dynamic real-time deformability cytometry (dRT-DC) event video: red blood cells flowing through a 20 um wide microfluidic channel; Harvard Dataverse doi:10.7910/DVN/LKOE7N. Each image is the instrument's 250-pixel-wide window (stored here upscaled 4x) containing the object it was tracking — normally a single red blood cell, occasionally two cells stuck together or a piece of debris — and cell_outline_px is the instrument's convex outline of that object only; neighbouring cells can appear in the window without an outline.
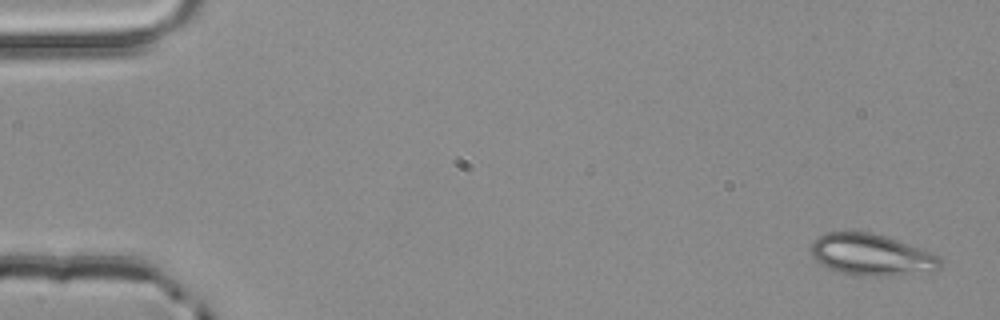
{"species": "common noctule bat (a hibernating species)", "species_latin": "Nyctalus noctula", "temperature_condition": "room temperature", "stored_images_in_passage": 3, "camera_frame_rate_fps": 3000, "um_per_image_px": 0.085, "animal": {"sex": "male", "body_mass_g": 20.4}, "frame": {"image": 1, "passage_image": 1, "time_ms": 0.0, "image_size_px": [1000, 320], "cell_outline_px": [[940, 268], [936, 272], [900, 276], [852, 276], [828, 268], [820, 264], [812, 256], [812, 244], [824, 232], [868, 232], [884, 236], [932, 252], [940, 256]], "centroid_in_image_um": [74.13, 21.7], "position_along_channel_um": 10.9, "area_um2": 31.62}}